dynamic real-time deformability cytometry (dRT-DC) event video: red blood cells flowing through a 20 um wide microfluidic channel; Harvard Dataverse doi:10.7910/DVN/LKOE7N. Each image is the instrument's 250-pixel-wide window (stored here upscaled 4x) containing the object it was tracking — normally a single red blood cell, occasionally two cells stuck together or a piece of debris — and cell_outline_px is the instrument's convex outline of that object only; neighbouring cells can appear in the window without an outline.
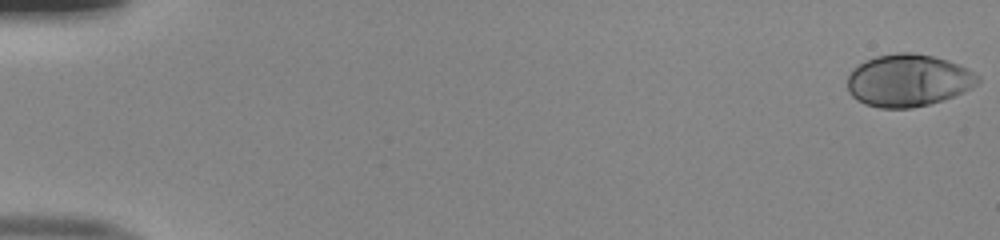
{"species": "human", "species_latin": "Homo sapiens", "temperature_condition": "room temperature", "stored_images_in_passage": 52, "camera_frame_rate_fps": 3000, "um_per_image_px": 0.085, "donor": {"sex": "male"}, "frame": {"image": 1, "passage_image": 1, "time_ms": 0.0, "image_size_px": [1000, 240], "cell_outline_px": [[980, 80], [972, 88], [964, 92], [944, 100], [912, 108], [880, 108], [864, 104], [856, 100], [848, 92], [848, 76], [852, 68], [864, 60], [876, 56], [896, 52], [912, 52], [932, 56], [948, 60], [968, 68], [980, 76]], "centroid_in_image_um": [77.19, 6.83], "position_along_channel_um": 7.8, "area_um2": 40.17}}
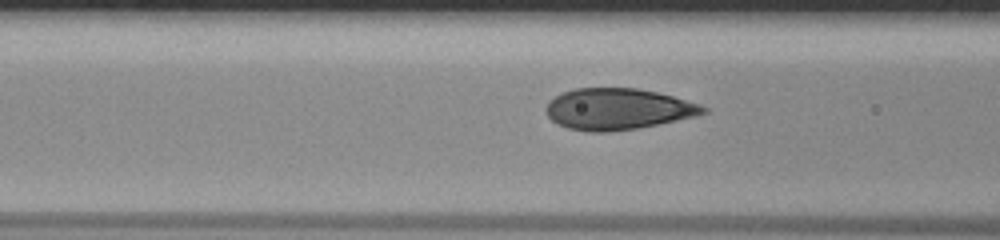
{"frame": {"image": 2, "passage_image": 22, "time_ms": 7.0, "image_size_px": [1000, 240], "cell_outline_px": [[708, 112], [696, 116], [636, 128], [608, 132], [588, 132], [568, 128], [556, 124], [548, 116], [544, 108], [548, 100], [564, 92], [576, 88], [636, 88], [656, 92], [672, 96], [700, 104], [708, 108]], "centroid_in_image_um": [52.48, 9.27], "position_along_channel_um": 114.1, "area_um2": 37.74}}
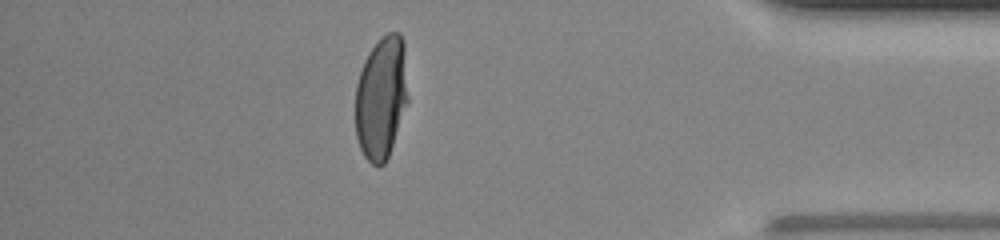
{"frame": {"image": 3, "passage_image": 46, "time_ms": 15.0, "image_size_px": [1000, 240], "cell_outline_px": [[408, 100], [388, 156], [384, 164], [372, 164], [364, 156], [360, 148], [356, 136], [356, 84], [364, 60], [368, 52], [380, 36], [388, 32], [400, 32], [404, 40], [408, 96]], "centroid_in_image_um": [32.41, 8.23], "position_along_channel_um": 402.8, "area_um2": 37.74}, "authors_computed_cell_mechanics": {"area_um2": 38.5526, "velocity_mm_per_s": 4.0218, "shape_relaxation_time_tau1_ms": 5.3742, "shape_relaxation_time_tau2_ms": null, "deformation_change_tau1": 0.2394, "deformation_change_tau2": null}}